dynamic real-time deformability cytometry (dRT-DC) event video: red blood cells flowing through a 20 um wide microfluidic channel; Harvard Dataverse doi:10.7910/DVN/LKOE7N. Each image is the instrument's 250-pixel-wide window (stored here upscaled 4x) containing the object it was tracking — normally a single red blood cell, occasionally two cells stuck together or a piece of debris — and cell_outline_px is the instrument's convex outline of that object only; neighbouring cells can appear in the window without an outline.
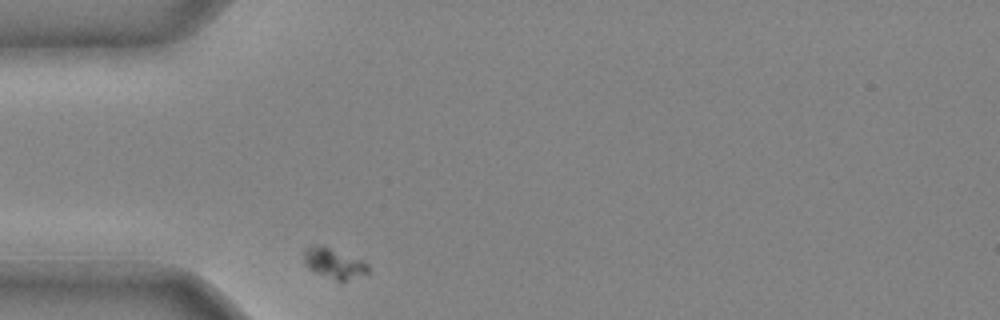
{"species": "common noctule bat (a hibernating species)", "species_latin": "Nyctalus noctula", "temperature_condition": "cold", "stored_images_in_passage": 36, "camera_frame_rate_fps": 3000, "um_per_image_px": 0.085, "animal": {"sex": "male", "body_mass_g": 20.4}, "frame": {"image": 1, "passage_image": 1, "time_ms": 0.0, "image_size_px": [1000, 320], "cell_outline_px": [[368, 272], [344, 280], [336, 280], [308, 268], [304, 264], [304, 252], [312, 244], [328, 248], [360, 260], [368, 264]], "centroid_in_image_um": [28.34, 22.38], "position_along_channel_um": 56.7, "area_um2": 10.52}}
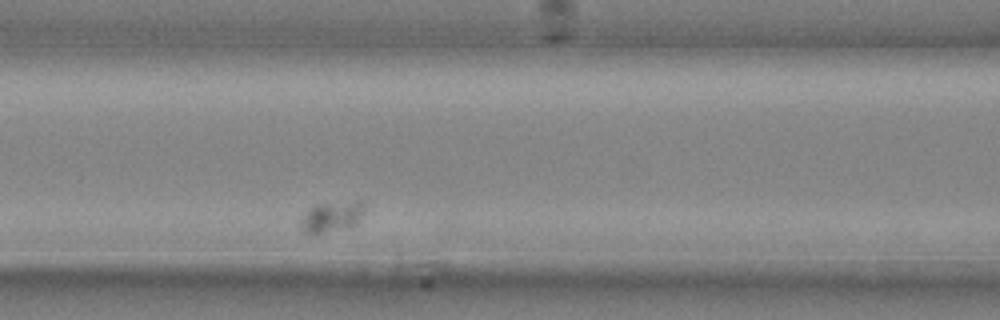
{"frame": {"image": 2, "passage_image": 8, "time_ms": 2.333, "image_size_px": [1000, 320], "cell_outline_px": [[364, 212], [352, 224], [312, 236], [304, 232], [304, 216], [308, 208], [316, 204], [364, 204]], "centroid_in_image_um": [28.1, 18.46], "position_along_channel_um": 138.5, "area_um2": 10.12}}
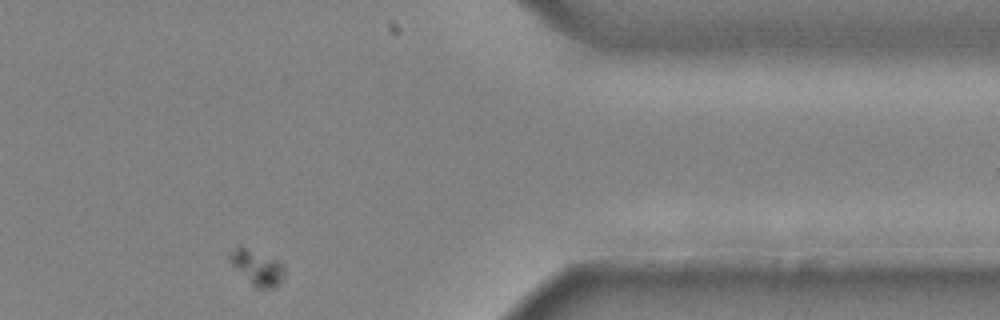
{"frame": {"image": 3, "passage_image": 29, "time_ms": 9.333, "image_size_px": [1000, 320], "cell_outline_px": [[284, 272], [276, 288], [256, 288], [232, 264], [228, 256], [228, 252], [240, 244], [280, 260], [284, 264]], "centroid_in_image_um": [21.86, 22.68], "position_along_channel_um": 389.5, "area_um2": 11.27}}